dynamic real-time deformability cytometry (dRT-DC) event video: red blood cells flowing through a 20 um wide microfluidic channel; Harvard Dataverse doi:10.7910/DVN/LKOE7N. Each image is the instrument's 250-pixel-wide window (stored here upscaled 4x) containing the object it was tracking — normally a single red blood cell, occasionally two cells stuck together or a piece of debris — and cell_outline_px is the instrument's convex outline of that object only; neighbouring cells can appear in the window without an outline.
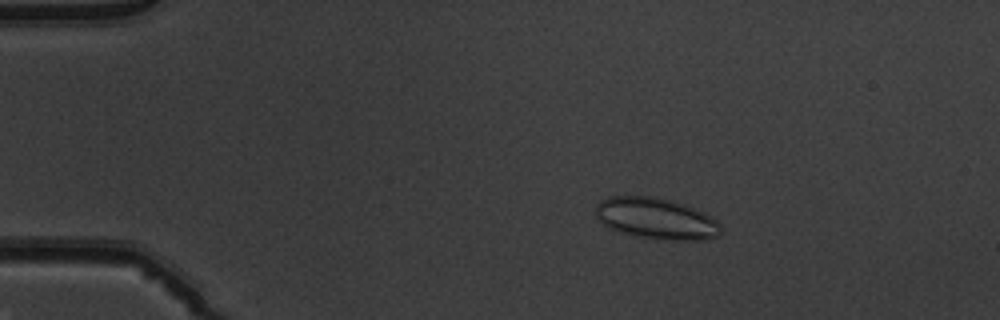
{"species": "common noctule bat (a hibernating species)", "species_latin": "Nyctalus noctula", "temperature_condition": "warm", "stored_images_in_passage": 52, "camera_frame_rate_fps": 3000, "um_per_image_px": 0.085, "animal": {"sex": "male", "body_mass_g": 19.5, "forearm_length_mm": 54.6}, "frame": {"image": 1, "passage_image": 10, "time_ms": 3.0, "image_size_px": [1000, 320], "cell_outline_px": [[724, 228], [720, 236], [704, 240], [660, 240], [636, 236], [620, 232], [608, 228], [596, 220], [596, 204], [600, 200], [608, 196], [656, 196], [684, 204], [704, 212], [716, 220]], "centroid_in_image_um": [55.78, 18.58], "position_along_channel_um": 29.2, "area_um2": 30.75}}
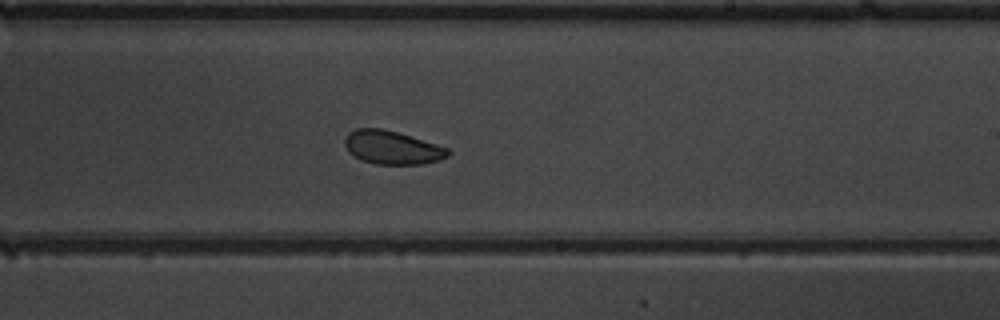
{"frame": {"image": 2, "passage_image": 32, "time_ms": 10.333, "image_size_px": [1000, 320], "cell_outline_px": [[452, 152], [448, 156], [440, 160], [420, 164], [376, 164], [360, 160], [348, 152], [344, 144], [344, 136], [348, 132], [356, 128], [380, 128], [396, 132], [448, 148]], "centroid_in_image_um": [33.28, 12.54], "position_along_channel_um": 255.7, "area_um2": 20.11}}
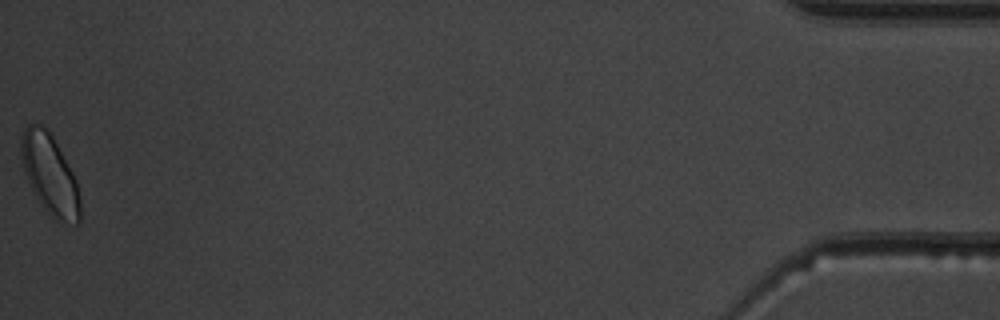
{"frame": {"image": 3, "passage_image": 52, "time_ms": 17.0, "image_size_px": [1000, 320], "cell_outline_px": [[80, 220], [76, 224], [56, 220], [40, 204], [28, 180], [24, 168], [20, 152], [20, 136], [24, 128], [28, 124], [40, 124], [48, 128], [72, 172], [76, 180], [80, 200]], "centroid_in_image_um": [4.22, 14.8], "position_along_channel_um": 431.0, "area_um2": 27.22}, "authors_computed_cell_mechanics": {"area_um2": 22.1085, "velocity_mm_per_s": 3.9884, "shape_relaxation_time_tau1_ms": null, "shape_relaxation_time_tau2_ms": 1.6611, "deformation_change_tau1": null, "deformation_change_tau2": 0.0564}}